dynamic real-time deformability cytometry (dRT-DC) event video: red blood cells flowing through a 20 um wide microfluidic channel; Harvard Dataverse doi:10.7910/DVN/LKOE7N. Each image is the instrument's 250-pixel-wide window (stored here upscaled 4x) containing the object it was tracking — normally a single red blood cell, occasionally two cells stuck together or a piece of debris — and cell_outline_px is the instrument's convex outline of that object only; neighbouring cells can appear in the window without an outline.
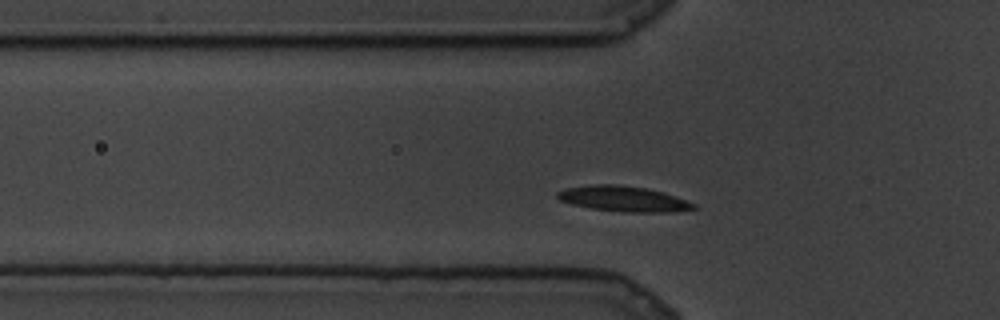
{"species": "common noctule bat (a hibernating species)", "species_latin": "Nyctalus noctula", "temperature_condition": "cold", "stored_images_in_passage": 62, "segment_of_instrument_passage": [1, 2], "camera_frame_rate_fps": 3000, "um_per_image_px": 0.085, "animal": {"sex": "male", "body_mass_g": 19.5, "forearm_length_mm": 54.6}, "frame": {"image": 1, "passage_image": 2, "time_ms": 0.333, "image_size_px": [1000, 320], "cell_outline_px": [[696, 208], [672, 212], [624, 212], [592, 208], [572, 204], [560, 200], [556, 196], [556, 192], [564, 188], [592, 184], [616, 184], [648, 188], [696, 204]], "centroid_in_image_um": [52.93, 16.89], "position_along_channel_um": 72.9, "area_um2": 20.0}}
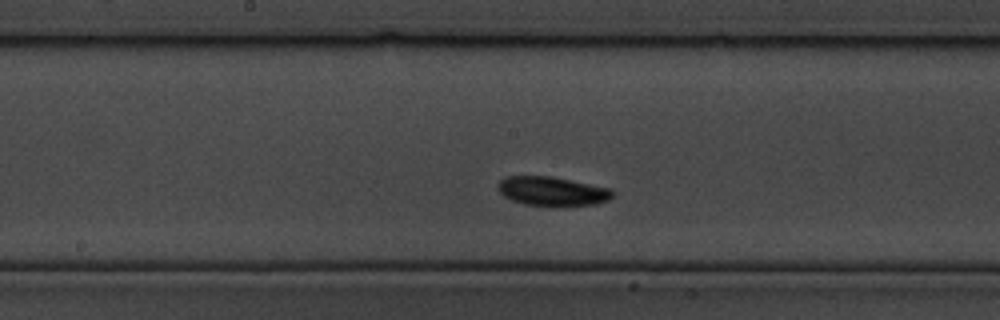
{"frame": {"image": 2, "passage_image": 19, "time_ms": 6.0, "image_size_px": [1000, 320], "cell_outline_px": [[612, 196], [608, 200], [596, 204], [524, 204], [512, 200], [504, 196], [496, 188], [500, 180], [504, 176], [552, 176], [612, 188]], "centroid_in_image_um": [46.91, 16.21], "position_along_channel_um": 201.3, "area_um2": 19.02}}
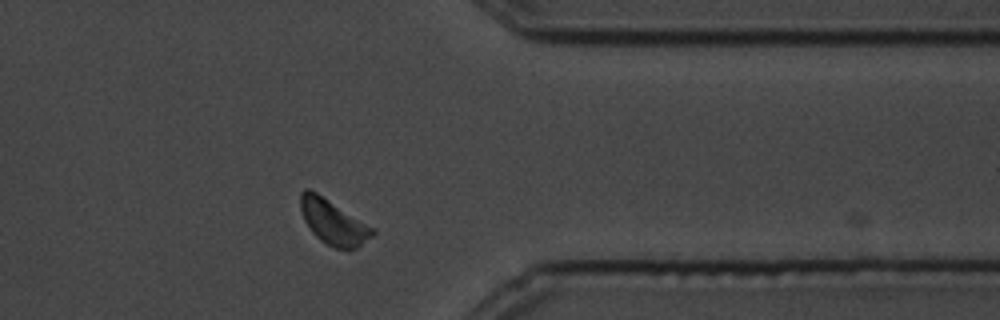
{"frame": {"image": 3, "passage_image": 44, "time_ms": 14.333, "image_size_px": [1000, 320], "cell_outline_px": [[376, 232], [372, 236], [356, 248], [348, 252], [336, 248], [320, 240], [312, 232], [304, 220], [300, 212], [300, 192], [304, 188], [308, 188], [316, 192], [376, 228]], "centroid_in_image_um": [28.34, 18.88], "position_along_channel_um": 383.1, "area_um2": 19.07}}